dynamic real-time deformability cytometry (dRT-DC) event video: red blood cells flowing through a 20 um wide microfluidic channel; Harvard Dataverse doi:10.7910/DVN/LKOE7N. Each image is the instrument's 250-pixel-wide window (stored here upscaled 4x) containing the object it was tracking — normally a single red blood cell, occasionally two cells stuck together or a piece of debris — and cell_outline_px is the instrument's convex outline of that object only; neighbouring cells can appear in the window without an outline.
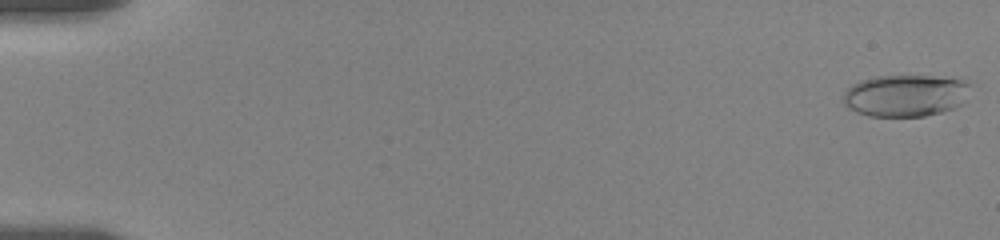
{"species": "human", "species_latin": "Homo sapiens", "temperature_condition": "room temperature", "stored_images_in_passage": 58, "camera_frame_rate_fps": 3000, "um_per_image_px": 0.085, "donor": {"sex": "female"}, "frame": {"image": 1, "passage_image": 1, "time_ms": 0.0, "image_size_px": [1000, 240], "cell_outline_px": [[968, 84], [964, 104], [956, 108], [924, 116], [868, 116], [856, 112], [848, 108], [844, 104], [844, 92], [852, 84], [860, 80], [876, 76], [932, 76], [968, 80]], "centroid_in_image_um": [76.95, 8.12], "position_along_channel_um": 8.0, "area_um2": 31.1}}
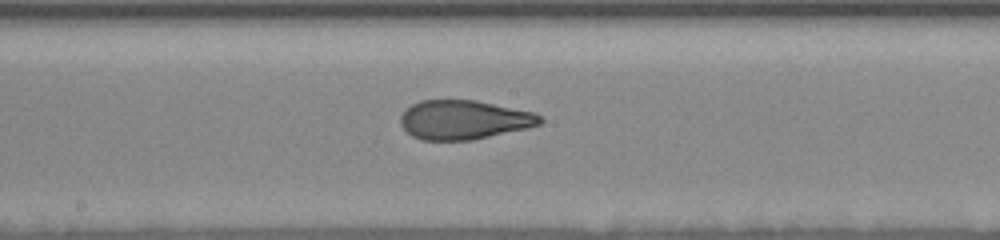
{"frame": {"image": 2, "passage_image": 32, "time_ms": 10.333, "image_size_px": [1000, 240], "cell_outline_px": [[544, 120], [540, 124], [524, 128], [472, 140], [420, 140], [412, 136], [400, 124], [400, 116], [412, 104], [420, 100], [476, 100], [536, 112]], "centroid_in_image_um": [39.42, 10.17], "position_along_channel_um": 208.8, "area_um2": 31.73}}
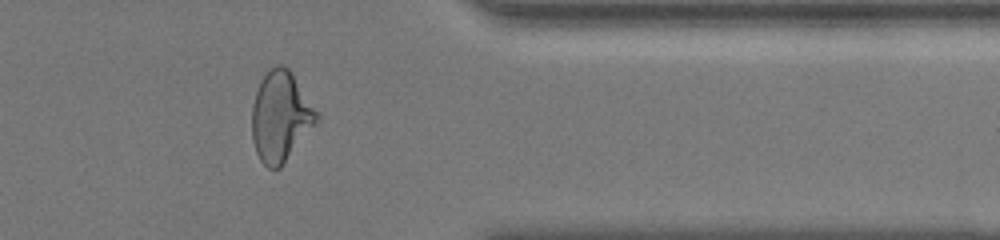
{"frame": {"image": 3, "passage_image": 48, "time_ms": 15.667, "image_size_px": [1000, 240], "cell_outline_px": [[320, 120], [280, 168], [268, 168], [260, 160], [256, 152], [252, 140], [252, 104], [256, 92], [264, 76], [276, 64], [280, 64], [288, 68], [292, 72], [320, 116]], "centroid_in_image_um": [23.86, 9.93], "position_along_channel_um": 387.5, "area_um2": 33.93}, "authors_computed_cell_mechanics": {"area_um2": 32.1368, "velocity_mm_per_s": 3.5336, "shape_relaxation_time_tau1_ms": 8.5822, "shape_relaxation_time_tau2_ms": 1.281, "deformation_change_tau1": 0.2515, "deformation_change_tau2": 0.0915}}